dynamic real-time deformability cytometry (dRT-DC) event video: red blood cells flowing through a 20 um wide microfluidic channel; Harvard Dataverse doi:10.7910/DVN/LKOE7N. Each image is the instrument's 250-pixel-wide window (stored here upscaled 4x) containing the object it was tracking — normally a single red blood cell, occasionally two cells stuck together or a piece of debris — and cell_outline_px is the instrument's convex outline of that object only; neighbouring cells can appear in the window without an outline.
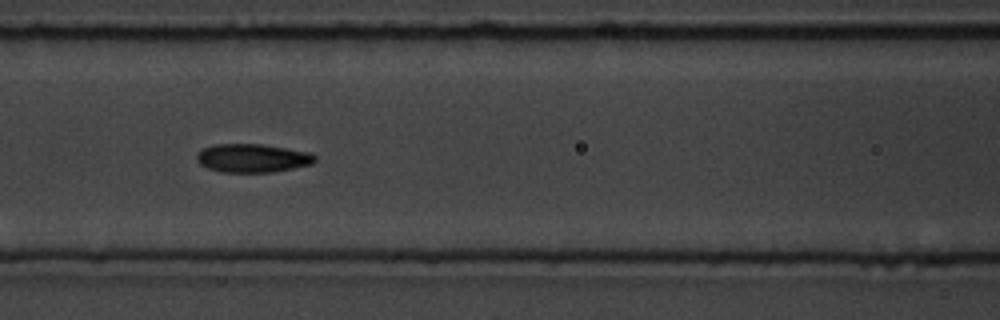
{"species": "common noctule bat (a hibernating species)", "species_latin": "Nyctalus noctula", "temperature_condition": "room temperature", "stored_images_in_passage": 16, "camera_frame_rate_fps": 3000, "um_per_image_px": 0.085, "animal": {"sex": "male", "body_mass_g": 19.5, "forearm_length_mm": 54.6}, "frame": {"image": 1, "passage_image": 7, "time_ms": 2.0, "image_size_px": [1000, 320], "cell_outline_px": [[316, 160], [312, 164], [272, 172], [220, 172], [208, 168], [200, 164], [196, 160], [196, 152], [204, 148], [216, 144], [260, 144], [308, 152], [316, 156]], "centroid_in_image_um": [21.42, 13.44], "position_along_channel_um": 145.2, "area_um2": 19.54}}